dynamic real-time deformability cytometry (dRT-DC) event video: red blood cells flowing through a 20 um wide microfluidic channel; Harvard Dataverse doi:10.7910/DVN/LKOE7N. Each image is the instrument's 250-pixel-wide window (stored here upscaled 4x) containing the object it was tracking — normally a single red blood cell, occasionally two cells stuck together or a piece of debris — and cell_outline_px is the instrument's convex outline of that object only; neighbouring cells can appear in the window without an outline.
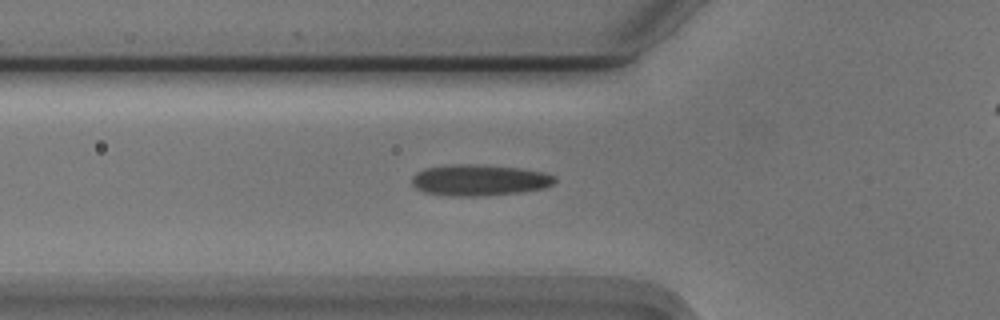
{"species": "Egyptian fruit bat (a non-hibernating species)", "species_latin": "Rousettus aegyptiacus", "temperature_condition": "cold", "stored_images_in_passage": 41, "camera_frame_rate_fps": 3000, "um_per_image_px": 0.085, "animal": {"sex": "male"}, "frame": {"image": 1, "passage_image": 11, "time_ms": 3.333, "image_size_px": [1000, 320], "cell_outline_px": [[556, 180], [552, 184], [544, 188], [520, 192], [476, 196], [452, 196], [424, 192], [416, 188], [412, 184], [412, 176], [416, 172], [424, 168], [452, 164], [476, 164], [520, 168], [544, 172], [556, 176]], "centroid_in_image_um": [40.73, 15.3], "position_along_channel_um": 85.1, "area_um2": 26.01}}
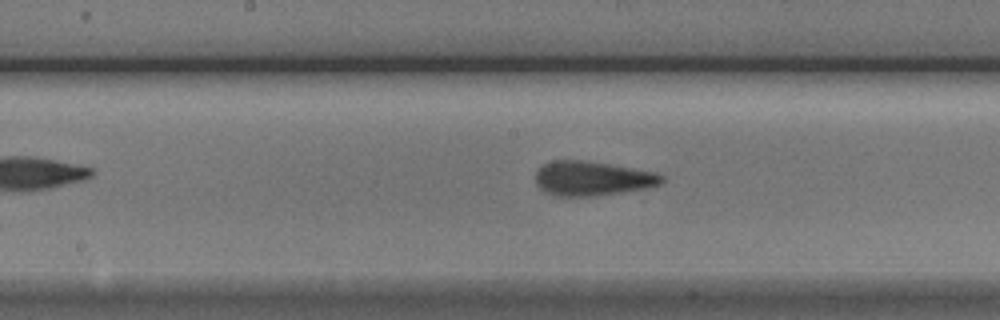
{"frame": {"image": 2, "passage_image": 20, "time_ms": 6.333, "image_size_px": [1000, 320], "cell_outline_px": [[664, 180], [660, 184], [648, 188], [596, 196], [556, 196], [540, 188], [536, 184], [536, 172], [544, 164], [552, 160], [584, 160], [656, 172], [664, 176]], "centroid_in_image_um": [50.36, 15.17], "position_along_channel_um": 197.8, "area_um2": 25.26}}
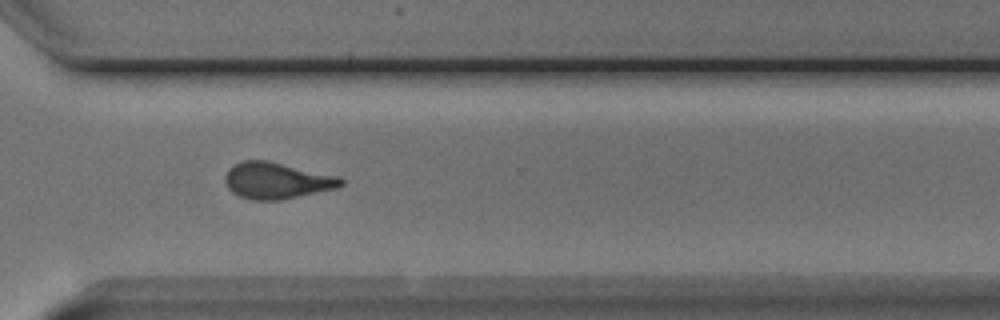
{"frame": {"image": 3, "passage_image": 32, "time_ms": 10.333, "image_size_px": [1000, 320], "cell_outline_px": [[344, 184], [336, 188], [280, 200], [252, 200], [240, 196], [232, 192], [228, 188], [224, 180], [224, 176], [228, 168], [244, 160], [268, 160], [340, 176], [344, 180]], "centroid_in_image_um": [23.52, 15.34], "position_along_channel_um": 347.1, "area_um2": 24.68}, "authors_computed_cell_mechanics": {"area_um2": 24.6806, "velocity_mm_per_s": 3.7395, "shape_relaxation_time_tau1_ms": 4.9072, "shape_relaxation_time_tau2_ms": 1.429, "deformation_change_tau1": 0.1328, "deformation_change_tau2": 0.0794}}